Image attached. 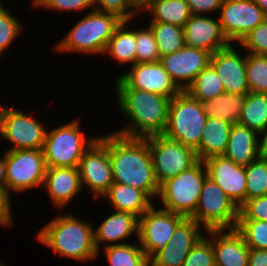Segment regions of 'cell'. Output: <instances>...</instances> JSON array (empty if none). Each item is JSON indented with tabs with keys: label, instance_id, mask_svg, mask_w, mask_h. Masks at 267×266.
Returning a JSON list of instances; mask_svg holds the SVG:
<instances>
[{
	"label": "cell",
	"instance_id": "cell-1",
	"mask_svg": "<svg viewBox=\"0 0 267 266\" xmlns=\"http://www.w3.org/2000/svg\"><path fill=\"white\" fill-rule=\"evenodd\" d=\"M115 89L118 107L129 122L122 129L112 131L129 138H146L163 134L168 120L171 98L130 88L119 76Z\"/></svg>",
	"mask_w": 267,
	"mask_h": 266
},
{
	"label": "cell",
	"instance_id": "cell-2",
	"mask_svg": "<svg viewBox=\"0 0 267 266\" xmlns=\"http://www.w3.org/2000/svg\"><path fill=\"white\" fill-rule=\"evenodd\" d=\"M109 158L113 182L140 189L153 201L157 200L160 185L155 177L148 137L129 138L110 132Z\"/></svg>",
	"mask_w": 267,
	"mask_h": 266
},
{
	"label": "cell",
	"instance_id": "cell-3",
	"mask_svg": "<svg viewBox=\"0 0 267 266\" xmlns=\"http://www.w3.org/2000/svg\"><path fill=\"white\" fill-rule=\"evenodd\" d=\"M71 213L56 214L37 232L36 241L50 248L61 258L92 262L99 253L94 242V227Z\"/></svg>",
	"mask_w": 267,
	"mask_h": 266
},
{
	"label": "cell",
	"instance_id": "cell-4",
	"mask_svg": "<svg viewBox=\"0 0 267 266\" xmlns=\"http://www.w3.org/2000/svg\"><path fill=\"white\" fill-rule=\"evenodd\" d=\"M121 22L115 15L91 9L54 47L59 53L106 55L109 40Z\"/></svg>",
	"mask_w": 267,
	"mask_h": 266
},
{
	"label": "cell",
	"instance_id": "cell-5",
	"mask_svg": "<svg viewBox=\"0 0 267 266\" xmlns=\"http://www.w3.org/2000/svg\"><path fill=\"white\" fill-rule=\"evenodd\" d=\"M206 120L202 103L187 91H180L170 100L163 135L195 151L200 145Z\"/></svg>",
	"mask_w": 267,
	"mask_h": 266
},
{
	"label": "cell",
	"instance_id": "cell-6",
	"mask_svg": "<svg viewBox=\"0 0 267 266\" xmlns=\"http://www.w3.org/2000/svg\"><path fill=\"white\" fill-rule=\"evenodd\" d=\"M98 138L87 137L77 118L46 130L42 147L46 167H78L84 152Z\"/></svg>",
	"mask_w": 267,
	"mask_h": 266
},
{
	"label": "cell",
	"instance_id": "cell-7",
	"mask_svg": "<svg viewBox=\"0 0 267 266\" xmlns=\"http://www.w3.org/2000/svg\"><path fill=\"white\" fill-rule=\"evenodd\" d=\"M207 176L204 162L198 160L189 169L164 181L157 196L162 208L190 218L195 213Z\"/></svg>",
	"mask_w": 267,
	"mask_h": 266
},
{
	"label": "cell",
	"instance_id": "cell-8",
	"mask_svg": "<svg viewBox=\"0 0 267 266\" xmlns=\"http://www.w3.org/2000/svg\"><path fill=\"white\" fill-rule=\"evenodd\" d=\"M238 217L239 207L207 176L195 213L190 218L206 231L235 229Z\"/></svg>",
	"mask_w": 267,
	"mask_h": 266
},
{
	"label": "cell",
	"instance_id": "cell-9",
	"mask_svg": "<svg viewBox=\"0 0 267 266\" xmlns=\"http://www.w3.org/2000/svg\"><path fill=\"white\" fill-rule=\"evenodd\" d=\"M46 168L42 149L7 150L8 193L11 195L13 192L22 193L36 187H43Z\"/></svg>",
	"mask_w": 267,
	"mask_h": 266
},
{
	"label": "cell",
	"instance_id": "cell-10",
	"mask_svg": "<svg viewBox=\"0 0 267 266\" xmlns=\"http://www.w3.org/2000/svg\"><path fill=\"white\" fill-rule=\"evenodd\" d=\"M30 114L14 106H2L0 111V137L12 146L6 150L42 149L47 127Z\"/></svg>",
	"mask_w": 267,
	"mask_h": 266
},
{
	"label": "cell",
	"instance_id": "cell-11",
	"mask_svg": "<svg viewBox=\"0 0 267 266\" xmlns=\"http://www.w3.org/2000/svg\"><path fill=\"white\" fill-rule=\"evenodd\" d=\"M155 177L159 185L189 169L197 161L195 151L163 134L148 137Z\"/></svg>",
	"mask_w": 267,
	"mask_h": 266
},
{
	"label": "cell",
	"instance_id": "cell-12",
	"mask_svg": "<svg viewBox=\"0 0 267 266\" xmlns=\"http://www.w3.org/2000/svg\"><path fill=\"white\" fill-rule=\"evenodd\" d=\"M82 189L89 188L93 197H102L113 183L112 163L109 158V133L98 136L84 152L79 163Z\"/></svg>",
	"mask_w": 267,
	"mask_h": 266
},
{
	"label": "cell",
	"instance_id": "cell-13",
	"mask_svg": "<svg viewBox=\"0 0 267 266\" xmlns=\"http://www.w3.org/2000/svg\"><path fill=\"white\" fill-rule=\"evenodd\" d=\"M155 205L139 218L138 241L148 261L170 242L177 226L186 218Z\"/></svg>",
	"mask_w": 267,
	"mask_h": 266
},
{
	"label": "cell",
	"instance_id": "cell-14",
	"mask_svg": "<svg viewBox=\"0 0 267 266\" xmlns=\"http://www.w3.org/2000/svg\"><path fill=\"white\" fill-rule=\"evenodd\" d=\"M219 22L230 43H238L265 18L262 9L253 0H223Z\"/></svg>",
	"mask_w": 267,
	"mask_h": 266
},
{
	"label": "cell",
	"instance_id": "cell-15",
	"mask_svg": "<svg viewBox=\"0 0 267 266\" xmlns=\"http://www.w3.org/2000/svg\"><path fill=\"white\" fill-rule=\"evenodd\" d=\"M212 53L184 46L180 50L160 57V63L181 91L193 83L197 75L210 64Z\"/></svg>",
	"mask_w": 267,
	"mask_h": 266
},
{
	"label": "cell",
	"instance_id": "cell-16",
	"mask_svg": "<svg viewBox=\"0 0 267 266\" xmlns=\"http://www.w3.org/2000/svg\"><path fill=\"white\" fill-rule=\"evenodd\" d=\"M119 77L130 87L173 98L181 90L159 62L135 63Z\"/></svg>",
	"mask_w": 267,
	"mask_h": 266
},
{
	"label": "cell",
	"instance_id": "cell-17",
	"mask_svg": "<svg viewBox=\"0 0 267 266\" xmlns=\"http://www.w3.org/2000/svg\"><path fill=\"white\" fill-rule=\"evenodd\" d=\"M200 227L194 219L185 218L170 242L149 261V266H182L192 247L205 235Z\"/></svg>",
	"mask_w": 267,
	"mask_h": 266
},
{
	"label": "cell",
	"instance_id": "cell-18",
	"mask_svg": "<svg viewBox=\"0 0 267 266\" xmlns=\"http://www.w3.org/2000/svg\"><path fill=\"white\" fill-rule=\"evenodd\" d=\"M208 177L240 207L246 201L245 166L221 156H212L204 161Z\"/></svg>",
	"mask_w": 267,
	"mask_h": 266
},
{
	"label": "cell",
	"instance_id": "cell-19",
	"mask_svg": "<svg viewBox=\"0 0 267 266\" xmlns=\"http://www.w3.org/2000/svg\"><path fill=\"white\" fill-rule=\"evenodd\" d=\"M230 44L228 47L217 50L211 55L210 64L216 70L224 92L247 94L249 86L246 77V54L237 51V47ZM244 55V56H243Z\"/></svg>",
	"mask_w": 267,
	"mask_h": 266
},
{
	"label": "cell",
	"instance_id": "cell-20",
	"mask_svg": "<svg viewBox=\"0 0 267 266\" xmlns=\"http://www.w3.org/2000/svg\"><path fill=\"white\" fill-rule=\"evenodd\" d=\"M214 17L192 14L183 27L185 46L207 50L212 54L228 47L231 43L221 29L219 18Z\"/></svg>",
	"mask_w": 267,
	"mask_h": 266
},
{
	"label": "cell",
	"instance_id": "cell-21",
	"mask_svg": "<svg viewBox=\"0 0 267 266\" xmlns=\"http://www.w3.org/2000/svg\"><path fill=\"white\" fill-rule=\"evenodd\" d=\"M42 188L49 196L51 204L58 210H63L83 191L79 168L47 167Z\"/></svg>",
	"mask_w": 267,
	"mask_h": 266
},
{
	"label": "cell",
	"instance_id": "cell-22",
	"mask_svg": "<svg viewBox=\"0 0 267 266\" xmlns=\"http://www.w3.org/2000/svg\"><path fill=\"white\" fill-rule=\"evenodd\" d=\"M135 234L138 241L139 217L130 212L113 210V213L109 214L96 230L94 229L96 249L101 253V247L125 244L126 242L122 241H126L128 237L130 239V236Z\"/></svg>",
	"mask_w": 267,
	"mask_h": 266
},
{
	"label": "cell",
	"instance_id": "cell-23",
	"mask_svg": "<svg viewBox=\"0 0 267 266\" xmlns=\"http://www.w3.org/2000/svg\"><path fill=\"white\" fill-rule=\"evenodd\" d=\"M205 233L212 241L215 266H248L250 249L236 229L206 230Z\"/></svg>",
	"mask_w": 267,
	"mask_h": 266
},
{
	"label": "cell",
	"instance_id": "cell-24",
	"mask_svg": "<svg viewBox=\"0 0 267 266\" xmlns=\"http://www.w3.org/2000/svg\"><path fill=\"white\" fill-rule=\"evenodd\" d=\"M258 133L253 129L232 124L228 145L223 156L238 165L248 166L258 158Z\"/></svg>",
	"mask_w": 267,
	"mask_h": 266
},
{
	"label": "cell",
	"instance_id": "cell-25",
	"mask_svg": "<svg viewBox=\"0 0 267 266\" xmlns=\"http://www.w3.org/2000/svg\"><path fill=\"white\" fill-rule=\"evenodd\" d=\"M101 198L107 199L113 210L130 212L139 218L153 205L144 191L117 182H113Z\"/></svg>",
	"mask_w": 267,
	"mask_h": 266
},
{
	"label": "cell",
	"instance_id": "cell-26",
	"mask_svg": "<svg viewBox=\"0 0 267 266\" xmlns=\"http://www.w3.org/2000/svg\"><path fill=\"white\" fill-rule=\"evenodd\" d=\"M232 124L219 118L207 117L199 147L195 150L198 160L225 153Z\"/></svg>",
	"mask_w": 267,
	"mask_h": 266
},
{
	"label": "cell",
	"instance_id": "cell-27",
	"mask_svg": "<svg viewBox=\"0 0 267 266\" xmlns=\"http://www.w3.org/2000/svg\"><path fill=\"white\" fill-rule=\"evenodd\" d=\"M130 21H122L110 38L105 53L119 64L136 63V29H129Z\"/></svg>",
	"mask_w": 267,
	"mask_h": 266
},
{
	"label": "cell",
	"instance_id": "cell-28",
	"mask_svg": "<svg viewBox=\"0 0 267 266\" xmlns=\"http://www.w3.org/2000/svg\"><path fill=\"white\" fill-rule=\"evenodd\" d=\"M246 94L222 93L211 100L202 101L207 117L219 118L235 124L239 122Z\"/></svg>",
	"mask_w": 267,
	"mask_h": 266
},
{
	"label": "cell",
	"instance_id": "cell-29",
	"mask_svg": "<svg viewBox=\"0 0 267 266\" xmlns=\"http://www.w3.org/2000/svg\"><path fill=\"white\" fill-rule=\"evenodd\" d=\"M145 12L151 15V22L174 24L182 28L192 15L186 0H154Z\"/></svg>",
	"mask_w": 267,
	"mask_h": 266
},
{
	"label": "cell",
	"instance_id": "cell-30",
	"mask_svg": "<svg viewBox=\"0 0 267 266\" xmlns=\"http://www.w3.org/2000/svg\"><path fill=\"white\" fill-rule=\"evenodd\" d=\"M238 123L257 133L265 131L267 129V94L248 92Z\"/></svg>",
	"mask_w": 267,
	"mask_h": 266
},
{
	"label": "cell",
	"instance_id": "cell-31",
	"mask_svg": "<svg viewBox=\"0 0 267 266\" xmlns=\"http://www.w3.org/2000/svg\"><path fill=\"white\" fill-rule=\"evenodd\" d=\"M109 266H149L140 243H125L101 248Z\"/></svg>",
	"mask_w": 267,
	"mask_h": 266
},
{
	"label": "cell",
	"instance_id": "cell-32",
	"mask_svg": "<svg viewBox=\"0 0 267 266\" xmlns=\"http://www.w3.org/2000/svg\"><path fill=\"white\" fill-rule=\"evenodd\" d=\"M160 57L171 54L185 46L184 30L174 24L150 22Z\"/></svg>",
	"mask_w": 267,
	"mask_h": 266
},
{
	"label": "cell",
	"instance_id": "cell-33",
	"mask_svg": "<svg viewBox=\"0 0 267 266\" xmlns=\"http://www.w3.org/2000/svg\"><path fill=\"white\" fill-rule=\"evenodd\" d=\"M186 91L202 102L224 93V86L214 67L209 64L197 75Z\"/></svg>",
	"mask_w": 267,
	"mask_h": 266
},
{
	"label": "cell",
	"instance_id": "cell-34",
	"mask_svg": "<svg viewBox=\"0 0 267 266\" xmlns=\"http://www.w3.org/2000/svg\"><path fill=\"white\" fill-rule=\"evenodd\" d=\"M249 92L267 94V55L246 53Z\"/></svg>",
	"mask_w": 267,
	"mask_h": 266
},
{
	"label": "cell",
	"instance_id": "cell-35",
	"mask_svg": "<svg viewBox=\"0 0 267 266\" xmlns=\"http://www.w3.org/2000/svg\"><path fill=\"white\" fill-rule=\"evenodd\" d=\"M246 173V200L267 195V165L262 158H257L248 166Z\"/></svg>",
	"mask_w": 267,
	"mask_h": 266
},
{
	"label": "cell",
	"instance_id": "cell-36",
	"mask_svg": "<svg viewBox=\"0 0 267 266\" xmlns=\"http://www.w3.org/2000/svg\"><path fill=\"white\" fill-rule=\"evenodd\" d=\"M235 229L249 249H267V221L237 220Z\"/></svg>",
	"mask_w": 267,
	"mask_h": 266
},
{
	"label": "cell",
	"instance_id": "cell-37",
	"mask_svg": "<svg viewBox=\"0 0 267 266\" xmlns=\"http://www.w3.org/2000/svg\"><path fill=\"white\" fill-rule=\"evenodd\" d=\"M2 2L0 1V56L24 31L22 21L14 17Z\"/></svg>",
	"mask_w": 267,
	"mask_h": 266
},
{
	"label": "cell",
	"instance_id": "cell-38",
	"mask_svg": "<svg viewBox=\"0 0 267 266\" xmlns=\"http://www.w3.org/2000/svg\"><path fill=\"white\" fill-rule=\"evenodd\" d=\"M136 29V63L159 62L160 53L152 29Z\"/></svg>",
	"mask_w": 267,
	"mask_h": 266
},
{
	"label": "cell",
	"instance_id": "cell-39",
	"mask_svg": "<svg viewBox=\"0 0 267 266\" xmlns=\"http://www.w3.org/2000/svg\"><path fill=\"white\" fill-rule=\"evenodd\" d=\"M182 266H215L214 248L207 235L192 247Z\"/></svg>",
	"mask_w": 267,
	"mask_h": 266
},
{
	"label": "cell",
	"instance_id": "cell-40",
	"mask_svg": "<svg viewBox=\"0 0 267 266\" xmlns=\"http://www.w3.org/2000/svg\"><path fill=\"white\" fill-rule=\"evenodd\" d=\"M238 45L247 50L246 53L267 55V17L250 31Z\"/></svg>",
	"mask_w": 267,
	"mask_h": 266
},
{
	"label": "cell",
	"instance_id": "cell-41",
	"mask_svg": "<svg viewBox=\"0 0 267 266\" xmlns=\"http://www.w3.org/2000/svg\"><path fill=\"white\" fill-rule=\"evenodd\" d=\"M93 5L95 10L115 15L121 21H131L138 16L129 0H93Z\"/></svg>",
	"mask_w": 267,
	"mask_h": 266
},
{
	"label": "cell",
	"instance_id": "cell-42",
	"mask_svg": "<svg viewBox=\"0 0 267 266\" xmlns=\"http://www.w3.org/2000/svg\"><path fill=\"white\" fill-rule=\"evenodd\" d=\"M32 5L36 9H47L61 12L67 11H84L86 9H94L93 0H32Z\"/></svg>",
	"mask_w": 267,
	"mask_h": 266
},
{
	"label": "cell",
	"instance_id": "cell-43",
	"mask_svg": "<svg viewBox=\"0 0 267 266\" xmlns=\"http://www.w3.org/2000/svg\"><path fill=\"white\" fill-rule=\"evenodd\" d=\"M238 220L267 221V195L246 200L239 207Z\"/></svg>",
	"mask_w": 267,
	"mask_h": 266
},
{
	"label": "cell",
	"instance_id": "cell-44",
	"mask_svg": "<svg viewBox=\"0 0 267 266\" xmlns=\"http://www.w3.org/2000/svg\"><path fill=\"white\" fill-rule=\"evenodd\" d=\"M191 14L208 15L212 12L218 13L223 0H186Z\"/></svg>",
	"mask_w": 267,
	"mask_h": 266
},
{
	"label": "cell",
	"instance_id": "cell-45",
	"mask_svg": "<svg viewBox=\"0 0 267 266\" xmlns=\"http://www.w3.org/2000/svg\"><path fill=\"white\" fill-rule=\"evenodd\" d=\"M11 197L7 190L0 189V226L4 228L11 227L14 221Z\"/></svg>",
	"mask_w": 267,
	"mask_h": 266
},
{
	"label": "cell",
	"instance_id": "cell-46",
	"mask_svg": "<svg viewBox=\"0 0 267 266\" xmlns=\"http://www.w3.org/2000/svg\"><path fill=\"white\" fill-rule=\"evenodd\" d=\"M248 266H267V249H250Z\"/></svg>",
	"mask_w": 267,
	"mask_h": 266
},
{
	"label": "cell",
	"instance_id": "cell-47",
	"mask_svg": "<svg viewBox=\"0 0 267 266\" xmlns=\"http://www.w3.org/2000/svg\"><path fill=\"white\" fill-rule=\"evenodd\" d=\"M257 147H258V158L263 159L264 157H267V129L265 131L258 133Z\"/></svg>",
	"mask_w": 267,
	"mask_h": 266
},
{
	"label": "cell",
	"instance_id": "cell-48",
	"mask_svg": "<svg viewBox=\"0 0 267 266\" xmlns=\"http://www.w3.org/2000/svg\"><path fill=\"white\" fill-rule=\"evenodd\" d=\"M154 0H129L131 7L138 13L142 14L152 4Z\"/></svg>",
	"mask_w": 267,
	"mask_h": 266
},
{
	"label": "cell",
	"instance_id": "cell-49",
	"mask_svg": "<svg viewBox=\"0 0 267 266\" xmlns=\"http://www.w3.org/2000/svg\"><path fill=\"white\" fill-rule=\"evenodd\" d=\"M0 189L7 190L6 181V152L0 157Z\"/></svg>",
	"mask_w": 267,
	"mask_h": 266
},
{
	"label": "cell",
	"instance_id": "cell-50",
	"mask_svg": "<svg viewBox=\"0 0 267 266\" xmlns=\"http://www.w3.org/2000/svg\"><path fill=\"white\" fill-rule=\"evenodd\" d=\"M264 12L267 17V0H253Z\"/></svg>",
	"mask_w": 267,
	"mask_h": 266
},
{
	"label": "cell",
	"instance_id": "cell-51",
	"mask_svg": "<svg viewBox=\"0 0 267 266\" xmlns=\"http://www.w3.org/2000/svg\"><path fill=\"white\" fill-rule=\"evenodd\" d=\"M263 160L265 161V163L267 165V157H264Z\"/></svg>",
	"mask_w": 267,
	"mask_h": 266
}]
</instances>
